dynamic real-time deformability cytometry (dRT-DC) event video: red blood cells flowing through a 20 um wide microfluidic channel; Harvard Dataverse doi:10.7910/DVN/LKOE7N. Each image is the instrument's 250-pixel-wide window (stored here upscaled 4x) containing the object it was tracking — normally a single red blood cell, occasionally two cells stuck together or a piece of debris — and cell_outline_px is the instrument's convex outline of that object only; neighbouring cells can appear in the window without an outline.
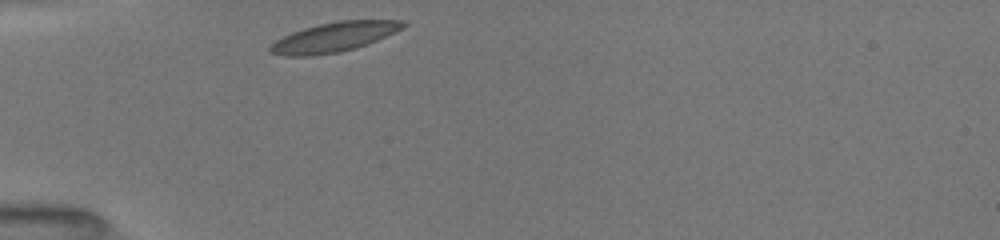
{"species": "common noctule bat (a hibernating species)", "species_latin": "Nyctalus noctula", "temperature_condition": "room temperature", "stored_images_in_passage": 33, "camera_frame_rate_fps": 3000, "um_per_image_px": 0.085, "animal": {"sex": "female", "body_mass_g": 19.5, "forearm_length_mm": 54.1}, "frame": {"image": 1, "passage_image": 1, "time_ms": 0.0, "image_size_px": [1000, 240], "cell_outline_px": [[408, 24], [376, 40], [356, 48], [340, 52], [308, 56], [284, 56], [268, 52], [268, 48], [276, 40], [292, 32], [304, 28], [336, 20], [404, 20]], "centroid_in_image_um": [28.34, 3.15], "position_along_channel_um": 56.7, "area_um2": 22.66}}
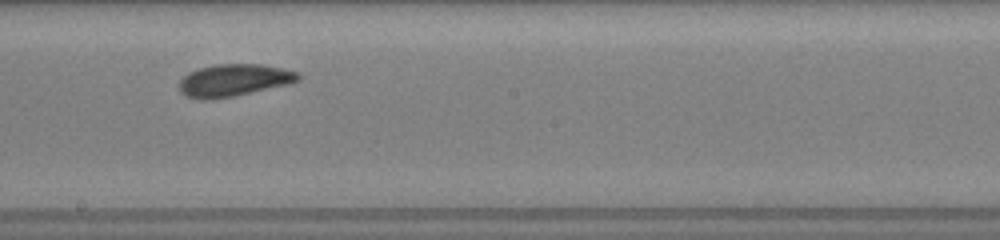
{"frame": {"image": 2, "passage_image": 17, "time_ms": 4.667, "image_size_px": [1000, 240], "cell_outline_px": [[304, 76], [300, 80], [288, 84], [232, 96], [212, 100], [200, 100], [184, 96], [180, 92], [180, 80], [188, 72], [196, 68], [216, 64], [264, 64], [300, 72]], "centroid_in_image_um": [19.88, 6.81], "position_along_channel_um": 228.3, "area_um2": 22.66}}
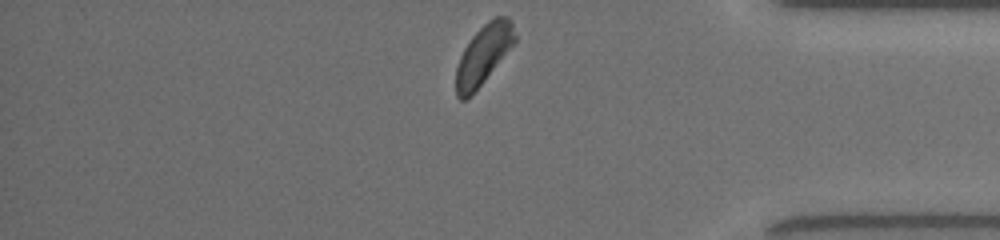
{"frame": {"image": 3, "passage_image": 33, "time_ms": 9.333, "image_size_px": [1000, 240], "cell_outline_px": [[516, 40], [484, 80], [464, 100], [460, 100], [456, 96], [456, 68], [460, 56], [464, 48], [472, 36], [488, 20], [496, 16], [508, 16], [512, 20], [516, 36]], "centroid_in_image_um": [41.09, 4.59], "position_along_channel_um": 394.1, "area_um2": 19.88}, "authors_computed_cell_mechanics": {"area_um2": 22.1374, "velocity_mm_per_s": 3.9511, "shape_relaxation_time_tau1_ms": 2.7461, "shape_relaxation_time_tau2_ms": 3.6435, "deformation_change_tau1": 0.0822, "deformation_change_tau2": 0.0805}}